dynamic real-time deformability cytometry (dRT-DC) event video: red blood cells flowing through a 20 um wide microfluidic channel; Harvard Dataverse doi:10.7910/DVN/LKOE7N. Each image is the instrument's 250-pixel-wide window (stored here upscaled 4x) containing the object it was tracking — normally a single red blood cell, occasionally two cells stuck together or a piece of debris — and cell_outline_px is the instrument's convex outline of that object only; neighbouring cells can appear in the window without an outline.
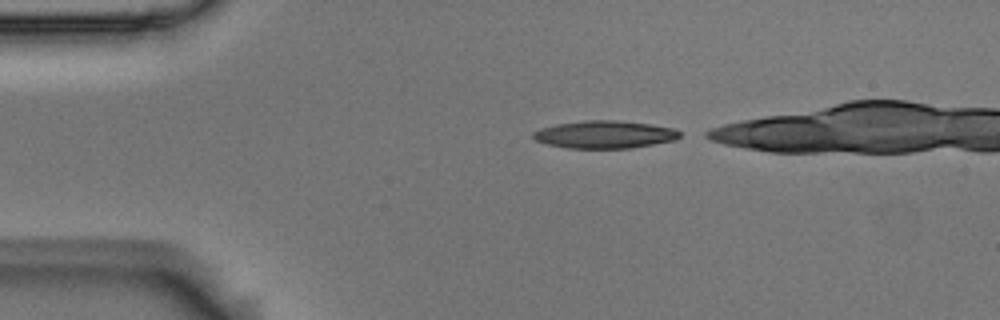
{"species": "Egyptian fruit bat (a non-hibernating species)", "species_latin": "Rousettus aegyptiacus", "temperature_condition": "room temperature", "stored_images_in_passage": 2, "camera_frame_rate_fps": 3000, "um_per_image_px": 0.085, "animal": {"sex": "male"}, "frame": {"image": 1, "passage_image": 1, "time_ms": 0.0, "image_size_px": [1000, 320], "cell_outline_px": [[680, 136], [676, 140], [632, 148], [568, 148], [548, 144], [536, 140], [532, 136], [532, 132], [540, 128], [556, 124], [584, 120], [616, 120], [648, 124], [672, 128], [680, 132]], "centroid_in_image_um": [51.38, 11.43], "position_along_channel_um": 33.6, "area_um2": 23.52}}